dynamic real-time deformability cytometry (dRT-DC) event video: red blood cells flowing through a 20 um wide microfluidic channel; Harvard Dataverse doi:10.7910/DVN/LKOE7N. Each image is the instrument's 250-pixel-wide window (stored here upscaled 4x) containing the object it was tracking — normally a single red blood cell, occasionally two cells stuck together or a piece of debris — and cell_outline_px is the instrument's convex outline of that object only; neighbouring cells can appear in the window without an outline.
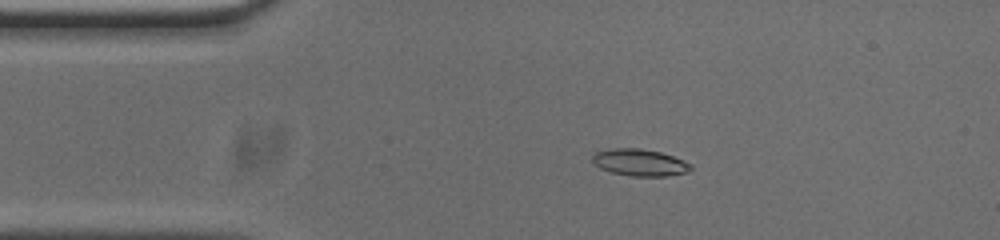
{"species": "common noctule bat (a hibernating species)", "species_latin": "Nyctalus noctula", "temperature_condition": "cold", "stored_images_in_passage": 45, "camera_frame_rate_fps": 3000, "um_per_image_px": 0.085, "animal": {"sex": "male", "body_mass_g": 20.0, "forearm_length_mm": 53.3}, "frame": {"image": 1, "passage_image": 2, "time_ms": 0.333, "image_size_px": [1000, 240], "cell_outline_px": [[692, 168], [688, 172], [668, 176], [632, 176], [612, 172], [600, 168], [592, 160], [592, 156], [596, 152], [612, 148], [640, 148], [660, 152], [672, 156], [692, 164]], "centroid_in_image_um": [54.4, 13.81], "position_along_channel_um": 30.6, "area_um2": 15.32}}
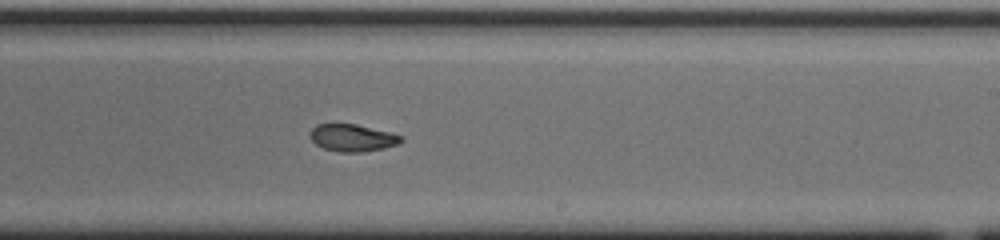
{"frame": {"image": 2, "passage_image": 23, "time_ms": 7.333, "image_size_px": [1000, 240], "cell_outline_px": [[404, 140], [396, 144], [384, 148], [360, 152], [340, 152], [324, 148], [316, 144], [312, 140], [312, 128], [316, 124], [356, 124], [404, 136]], "centroid_in_image_um": [29.98, 11.71], "position_along_channel_um": 259.0, "area_um2": 14.16}}
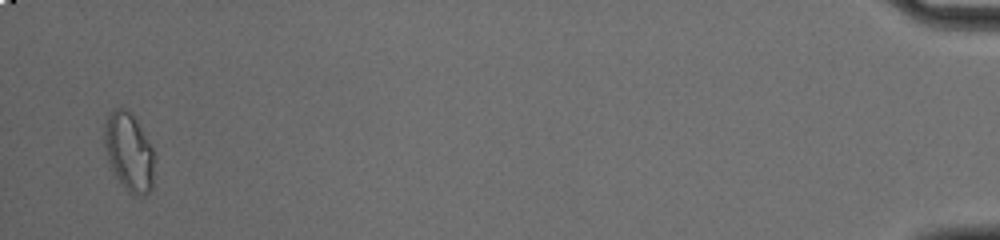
{"frame": {"image": 3, "passage_image": 44, "time_ms": 14.333, "image_size_px": [1000, 240], "cell_outline_px": [[152, 188], [144, 196], [136, 196], [128, 192], [116, 176], [108, 160], [104, 140], [104, 124], [108, 116], [116, 108], [124, 108], [136, 120], [152, 148]], "centroid_in_image_um": [10.94, 12.94], "position_along_channel_um": 424.3, "area_um2": 22.08}, "authors_computed_cell_mechanics": {"area_um2": 15.317, "velocity_mm_per_s": 3.7648, "shape_relaxation_time_tau1_ms": null, "shape_relaxation_time_tau2_ms": 2.5451, "deformation_change_tau1": null, "deformation_change_tau2": 0.0644}}